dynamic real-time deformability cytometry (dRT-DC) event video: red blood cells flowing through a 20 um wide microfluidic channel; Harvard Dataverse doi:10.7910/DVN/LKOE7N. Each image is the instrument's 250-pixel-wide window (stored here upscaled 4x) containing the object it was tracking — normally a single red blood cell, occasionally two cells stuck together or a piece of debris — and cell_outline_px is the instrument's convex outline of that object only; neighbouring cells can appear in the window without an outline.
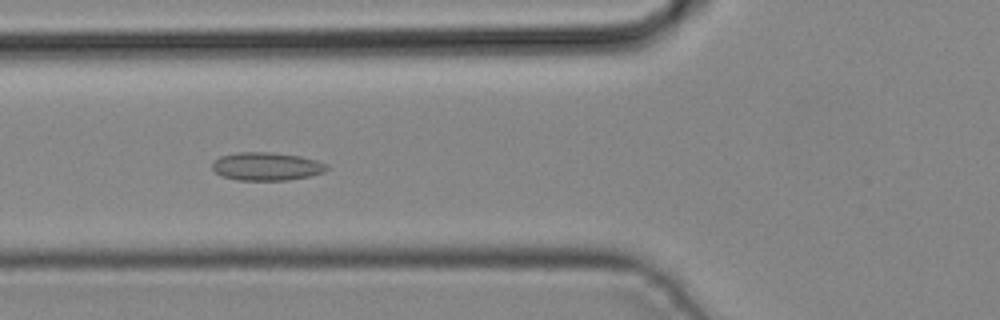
{"species": "common noctule bat (a hibernating species)", "species_latin": "Nyctalus noctula", "temperature_condition": "cold", "stored_images_in_passage": 5, "camera_frame_rate_fps": 3000, "um_per_image_px": 0.085, "animal": {"sex": "male", "body_mass_g": 19.2, "forearm_length_mm": 51.8}, "frame": {"image": 1, "passage_image": 5, "time_ms": 1.333, "image_size_px": [1000, 320], "cell_outline_px": [[328, 168], [324, 172], [308, 176], [288, 180], [236, 180], [220, 176], [212, 168], [212, 160], [220, 156], [236, 152], [272, 152], [300, 156], [316, 160], [328, 164]], "centroid_in_image_um": [22.62, 14.14], "position_along_channel_um": 103.2, "area_um2": 18.96}}